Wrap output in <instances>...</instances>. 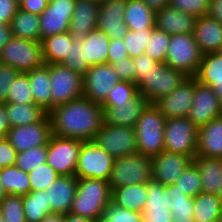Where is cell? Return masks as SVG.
<instances>
[{"instance_id":"1","label":"cell","mask_w":222,"mask_h":222,"mask_svg":"<svg viewBox=\"0 0 222 222\" xmlns=\"http://www.w3.org/2000/svg\"><path fill=\"white\" fill-rule=\"evenodd\" d=\"M48 116L52 134L82 141L93 140L104 123L101 105L85 96L54 107Z\"/></svg>"},{"instance_id":"2","label":"cell","mask_w":222,"mask_h":222,"mask_svg":"<svg viewBox=\"0 0 222 222\" xmlns=\"http://www.w3.org/2000/svg\"><path fill=\"white\" fill-rule=\"evenodd\" d=\"M112 190L106 180L77 178V190L69 213L100 220L102 211L111 201Z\"/></svg>"},{"instance_id":"3","label":"cell","mask_w":222,"mask_h":222,"mask_svg":"<svg viewBox=\"0 0 222 222\" xmlns=\"http://www.w3.org/2000/svg\"><path fill=\"white\" fill-rule=\"evenodd\" d=\"M166 118L150 104L135 125L137 152L153 157L164 151V128Z\"/></svg>"},{"instance_id":"4","label":"cell","mask_w":222,"mask_h":222,"mask_svg":"<svg viewBox=\"0 0 222 222\" xmlns=\"http://www.w3.org/2000/svg\"><path fill=\"white\" fill-rule=\"evenodd\" d=\"M152 180L151 157L137 152L115 159L108 182L112 190L127 185L148 183Z\"/></svg>"},{"instance_id":"5","label":"cell","mask_w":222,"mask_h":222,"mask_svg":"<svg viewBox=\"0 0 222 222\" xmlns=\"http://www.w3.org/2000/svg\"><path fill=\"white\" fill-rule=\"evenodd\" d=\"M202 56L193 33L176 34L171 35L164 63L188 77H195Z\"/></svg>"},{"instance_id":"6","label":"cell","mask_w":222,"mask_h":222,"mask_svg":"<svg viewBox=\"0 0 222 222\" xmlns=\"http://www.w3.org/2000/svg\"><path fill=\"white\" fill-rule=\"evenodd\" d=\"M0 63L27 73L43 64L41 42L12 36L0 51Z\"/></svg>"},{"instance_id":"7","label":"cell","mask_w":222,"mask_h":222,"mask_svg":"<svg viewBox=\"0 0 222 222\" xmlns=\"http://www.w3.org/2000/svg\"><path fill=\"white\" fill-rule=\"evenodd\" d=\"M198 128L188 117L167 118L164 128V151L192 159L196 157Z\"/></svg>"},{"instance_id":"8","label":"cell","mask_w":222,"mask_h":222,"mask_svg":"<svg viewBox=\"0 0 222 222\" xmlns=\"http://www.w3.org/2000/svg\"><path fill=\"white\" fill-rule=\"evenodd\" d=\"M188 78L183 72L174 70L165 63H159L146 74L144 80L137 86L139 94L151 104L159 98L168 95Z\"/></svg>"},{"instance_id":"9","label":"cell","mask_w":222,"mask_h":222,"mask_svg":"<svg viewBox=\"0 0 222 222\" xmlns=\"http://www.w3.org/2000/svg\"><path fill=\"white\" fill-rule=\"evenodd\" d=\"M115 159L93 140L83 141L75 176L77 178H96L109 181Z\"/></svg>"},{"instance_id":"10","label":"cell","mask_w":222,"mask_h":222,"mask_svg":"<svg viewBox=\"0 0 222 222\" xmlns=\"http://www.w3.org/2000/svg\"><path fill=\"white\" fill-rule=\"evenodd\" d=\"M52 109L84 94L83 76L62 64H49Z\"/></svg>"},{"instance_id":"11","label":"cell","mask_w":222,"mask_h":222,"mask_svg":"<svg viewBox=\"0 0 222 222\" xmlns=\"http://www.w3.org/2000/svg\"><path fill=\"white\" fill-rule=\"evenodd\" d=\"M82 140L51 134L47 143L46 163L60 176L75 175Z\"/></svg>"},{"instance_id":"12","label":"cell","mask_w":222,"mask_h":222,"mask_svg":"<svg viewBox=\"0 0 222 222\" xmlns=\"http://www.w3.org/2000/svg\"><path fill=\"white\" fill-rule=\"evenodd\" d=\"M93 141L115 158L137 153L136 131L133 127L103 123Z\"/></svg>"},{"instance_id":"13","label":"cell","mask_w":222,"mask_h":222,"mask_svg":"<svg viewBox=\"0 0 222 222\" xmlns=\"http://www.w3.org/2000/svg\"><path fill=\"white\" fill-rule=\"evenodd\" d=\"M76 0H50L39 16L40 42L46 37L69 32Z\"/></svg>"},{"instance_id":"14","label":"cell","mask_w":222,"mask_h":222,"mask_svg":"<svg viewBox=\"0 0 222 222\" xmlns=\"http://www.w3.org/2000/svg\"><path fill=\"white\" fill-rule=\"evenodd\" d=\"M119 81L117 73L110 64L93 65L83 76V96L101 105Z\"/></svg>"},{"instance_id":"15","label":"cell","mask_w":222,"mask_h":222,"mask_svg":"<svg viewBox=\"0 0 222 222\" xmlns=\"http://www.w3.org/2000/svg\"><path fill=\"white\" fill-rule=\"evenodd\" d=\"M51 122L48 114L39 122L11 127L5 136L17 152L47 145L51 136Z\"/></svg>"},{"instance_id":"16","label":"cell","mask_w":222,"mask_h":222,"mask_svg":"<svg viewBox=\"0 0 222 222\" xmlns=\"http://www.w3.org/2000/svg\"><path fill=\"white\" fill-rule=\"evenodd\" d=\"M222 116V103L210 86L199 83L195 78V94L188 118L199 128Z\"/></svg>"},{"instance_id":"17","label":"cell","mask_w":222,"mask_h":222,"mask_svg":"<svg viewBox=\"0 0 222 222\" xmlns=\"http://www.w3.org/2000/svg\"><path fill=\"white\" fill-rule=\"evenodd\" d=\"M195 94V77H188L179 87L159 98L153 105L167 118L187 117Z\"/></svg>"},{"instance_id":"18","label":"cell","mask_w":222,"mask_h":222,"mask_svg":"<svg viewBox=\"0 0 222 222\" xmlns=\"http://www.w3.org/2000/svg\"><path fill=\"white\" fill-rule=\"evenodd\" d=\"M152 159V179L162 185L174 184L193 162L190 156L162 151Z\"/></svg>"},{"instance_id":"19","label":"cell","mask_w":222,"mask_h":222,"mask_svg":"<svg viewBox=\"0 0 222 222\" xmlns=\"http://www.w3.org/2000/svg\"><path fill=\"white\" fill-rule=\"evenodd\" d=\"M127 0H108L100 3L97 29L107 34L110 39H124L128 27L124 22Z\"/></svg>"},{"instance_id":"20","label":"cell","mask_w":222,"mask_h":222,"mask_svg":"<svg viewBox=\"0 0 222 222\" xmlns=\"http://www.w3.org/2000/svg\"><path fill=\"white\" fill-rule=\"evenodd\" d=\"M151 103L138 94L130 103L122 105H101L104 122L113 126L133 127Z\"/></svg>"},{"instance_id":"21","label":"cell","mask_w":222,"mask_h":222,"mask_svg":"<svg viewBox=\"0 0 222 222\" xmlns=\"http://www.w3.org/2000/svg\"><path fill=\"white\" fill-rule=\"evenodd\" d=\"M77 190L75 175H62L46 189L48 203L53 213H69Z\"/></svg>"},{"instance_id":"22","label":"cell","mask_w":222,"mask_h":222,"mask_svg":"<svg viewBox=\"0 0 222 222\" xmlns=\"http://www.w3.org/2000/svg\"><path fill=\"white\" fill-rule=\"evenodd\" d=\"M100 3L95 0H76L71 17L69 33L74 38H81L97 29Z\"/></svg>"},{"instance_id":"23","label":"cell","mask_w":222,"mask_h":222,"mask_svg":"<svg viewBox=\"0 0 222 222\" xmlns=\"http://www.w3.org/2000/svg\"><path fill=\"white\" fill-rule=\"evenodd\" d=\"M193 35L203 54L222 48V24L208 14L196 18Z\"/></svg>"},{"instance_id":"24","label":"cell","mask_w":222,"mask_h":222,"mask_svg":"<svg viewBox=\"0 0 222 222\" xmlns=\"http://www.w3.org/2000/svg\"><path fill=\"white\" fill-rule=\"evenodd\" d=\"M196 18L170 5L156 11L155 28L170 35L189 34L194 32Z\"/></svg>"},{"instance_id":"25","label":"cell","mask_w":222,"mask_h":222,"mask_svg":"<svg viewBox=\"0 0 222 222\" xmlns=\"http://www.w3.org/2000/svg\"><path fill=\"white\" fill-rule=\"evenodd\" d=\"M196 156L222 159V116L198 128Z\"/></svg>"},{"instance_id":"26","label":"cell","mask_w":222,"mask_h":222,"mask_svg":"<svg viewBox=\"0 0 222 222\" xmlns=\"http://www.w3.org/2000/svg\"><path fill=\"white\" fill-rule=\"evenodd\" d=\"M196 80L210 86L222 103V54L220 52L203 54Z\"/></svg>"},{"instance_id":"27","label":"cell","mask_w":222,"mask_h":222,"mask_svg":"<svg viewBox=\"0 0 222 222\" xmlns=\"http://www.w3.org/2000/svg\"><path fill=\"white\" fill-rule=\"evenodd\" d=\"M31 83L34 104L40 106L45 112L52 110L51 84L49 64H42L26 73Z\"/></svg>"},{"instance_id":"28","label":"cell","mask_w":222,"mask_h":222,"mask_svg":"<svg viewBox=\"0 0 222 222\" xmlns=\"http://www.w3.org/2000/svg\"><path fill=\"white\" fill-rule=\"evenodd\" d=\"M84 48L85 59L90 66L108 63L110 37L95 29L79 38Z\"/></svg>"},{"instance_id":"29","label":"cell","mask_w":222,"mask_h":222,"mask_svg":"<svg viewBox=\"0 0 222 222\" xmlns=\"http://www.w3.org/2000/svg\"><path fill=\"white\" fill-rule=\"evenodd\" d=\"M193 163L198 167L202 192L219 194L222 181V159L196 156Z\"/></svg>"},{"instance_id":"30","label":"cell","mask_w":222,"mask_h":222,"mask_svg":"<svg viewBox=\"0 0 222 222\" xmlns=\"http://www.w3.org/2000/svg\"><path fill=\"white\" fill-rule=\"evenodd\" d=\"M147 195V183L127 185L112 189L111 201L121 208L142 213Z\"/></svg>"},{"instance_id":"31","label":"cell","mask_w":222,"mask_h":222,"mask_svg":"<svg viewBox=\"0 0 222 222\" xmlns=\"http://www.w3.org/2000/svg\"><path fill=\"white\" fill-rule=\"evenodd\" d=\"M155 13L142 0H127L124 22L129 31L154 29Z\"/></svg>"},{"instance_id":"32","label":"cell","mask_w":222,"mask_h":222,"mask_svg":"<svg viewBox=\"0 0 222 222\" xmlns=\"http://www.w3.org/2000/svg\"><path fill=\"white\" fill-rule=\"evenodd\" d=\"M75 39L69 32H65L41 40L43 63L61 64L67 59L69 46Z\"/></svg>"},{"instance_id":"33","label":"cell","mask_w":222,"mask_h":222,"mask_svg":"<svg viewBox=\"0 0 222 222\" xmlns=\"http://www.w3.org/2000/svg\"><path fill=\"white\" fill-rule=\"evenodd\" d=\"M195 222H218L222 217V199L218 194L200 192L194 197Z\"/></svg>"},{"instance_id":"34","label":"cell","mask_w":222,"mask_h":222,"mask_svg":"<svg viewBox=\"0 0 222 222\" xmlns=\"http://www.w3.org/2000/svg\"><path fill=\"white\" fill-rule=\"evenodd\" d=\"M12 36L40 42L39 15L18 10L10 21Z\"/></svg>"},{"instance_id":"35","label":"cell","mask_w":222,"mask_h":222,"mask_svg":"<svg viewBox=\"0 0 222 222\" xmlns=\"http://www.w3.org/2000/svg\"><path fill=\"white\" fill-rule=\"evenodd\" d=\"M6 111L11 127L39 122L48 114L35 104L6 103Z\"/></svg>"},{"instance_id":"36","label":"cell","mask_w":222,"mask_h":222,"mask_svg":"<svg viewBox=\"0 0 222 222\" xmlns=\"http://www.w3.org/2000/svg\"><path fill=\"white\" fill-rule=\"evenodd\" d=\"M0 181L7 194L23 196L31 192L28 172L16 165L0 169Z\"/></svg>"},{"instance_id":"37","label":"cell","mask_w":222,"mask_h":222,"mask_svg":"<svg viewBox=\"0 0 222 222\" xmlns=\"http://www.w3.org/2000/svg\"><path fill=\"white\" fill-rule=\"evenodd\" d=\"M22 201L26 222H40L47 214L53 213L46 190L31 191L22 196Z\"/></svg>"},{"instance_id":"38","label":"cell","mask_w":222,"mask_h":222,"mask_svg":"<svg viewBox=\"0 0 222 222\" xmlns=\"http://www.w3.org/2000/svg\"><path fill=\"white\" fill-rule=\"evenodd\" d=\"M10 86L6 103L34 104L31 83L26 73H19Z\"/></svg>"},{"instance_id":"39","label":"cell","mask_w":222,"mask_h":222,"mask_svg":"<svg viewBox=\"0 0 222 222\" xmlns=\"http://www.w3.org/2000/svg\"><path fill=\"white\" fill-rule=\"evenodd\" d=\"M170 38V34L154 28L145 48V54L158 63H164Z\"/></svg>"},{"instance_id":"40","label":"cell","mask_w":222,"mask_h":222,"mask_svg":"<svg viewBox=\"0 0 222 222\" xmlns=\"http://www.w3.org/2000/svg\"><path fill=\"white\" fill-rule=\"evenodd\" d=\"M47 145L30 148L17 153L16 166L25 172H30L36 167L46 163Z\"/></svg>"},{"instance_id":"41","label":"cell","mask_w":222,"mask_h":222,"mask_svg":"<svg viewBox=\"0 0 222 222\" xmlns=\"http://www.w3.org/2000/svg\"><path fill=\"white\" fill-rule=\"evenodd\" d=\"M139 94L137 85L130 81H119L108 93L101 105H122L130 103Z\"/></svg>"},{"instance_id":"42","label":"cell","mask_w":222,"mask_h":222,"mask_svg":"<svg viewBox=\"0 0 222 222\" xmlns=\"http://www.w3.org/2000/svg\"><path fill=\"white\" fill-rule=\"evenodd\" d=\"M99 222H143L140 212L119 207L110 201L102 211Z\"/></svg>"},{"instance_id":"43","label":"cell","mask_w":222,"mask_h":222,"mask_svg":"<svg viewBox=\"0 0 222 222\" xmlns=\"http://www.w3.org/2000/svg\"><path fill=\"white\" fill-rule=\"evenodd\" d=\"M0 209L5 222H26L21 195L7 194L0 201Z\"/></svg>"},{"instance_id":"44","label":"cell","mask_w":222,"mask_h":222,"mask_svg":"<svg viewBox=\"0 0 222 222\" xmlns=\"http://www.w3.org/2000/svg\"><path fill=\"white\" fill-rule=\"evenodd\" d=\"M62 65L67 66L73 72L84 76L86 72L90 69V65L85 59L84 48H82V43L80 39H75L71 46H69L68 56L62 63Z\"/></svg>"},{"instance_id":"45","label":"cell","mask_w":222,"mask_h":222,"mask_svg":"<svg viewBox=\"0 0 222 222\" xmlns=\"http://www.w3.org/2000/svg\"><path fill=\"white\" fill-rule=\"evenodd\" d=\"M185 194L195 197L202 192L201 178L198 167L192 162L174 183Z\"/></svg>"},{"instance_id":"46","label":"cell","mask_w":222,"mask_h":222,"mask_svg":"<svg viewBox=\"0 0 222 222\" xmlns=\"http://www.w3.org/2000/svg\"><path fill=\"white\" fill-rule=\"evenodd\" d=\"M152 30L153 29H141L127 32L124 37V42L129 58H134L145 53V48L150 40Z\"/></svg>"},{"instance_id":"47","label":"cell","mask_w":222,"mask_h":222,"mask_svg":"<svg viewBox=\"0 0 222 222\" xmlns=\"http://www.w3.org/2000/svg\"><path fill=\"white\" fill-rule=\"evenodd\" d=\"M28 175L31 191L46 190L59 177V174L47 163L28 172Z\"/></svg>"},{"instance_id":"48","label":"cell","mask_w":222,"mask_h":222,"mask_svg":"<svg viewBox=\"0 0 222 222\" xmlns=\"http://www.w3.org/2000/svg\"><path fill=\"white\" fill-rule=\"evenodd\" d=\"M147 199L144 208L150 209H168L166 200V185L152 180L147 183Z\"/></svg>"},{"instance_id":"49","label":"cell","mask_w":222,"mask_h":222,"mask_svg":"<svg viewBox=\"0 0 222 222\" xmlns=\"http://www.w3.org/2000/svg\"><path fill=\"white\" fill-rule=\"evenodd\" d=\"M210 0H170V6L199 18L209 12Z\"/></svg>"},{"instance_id":"50","label":"cell","mask_w":222,"mask_h":222,"mask_svg":"<svg viewBox=\"0 0 222 222\" xmlns=\"http://www.w3.org/2000/svg\"><path fill=\"white\" fill-rule=\"evenodd\" d=\"M173 215V222H195L194 201H179L174 202L170 207Z\"/></svg>"},{"instance_id":"51","label":"cell","mask_w":222,"mask_h":222,"mask_svg":"<svg viewBox=\"0 0 222 222\" xmlns=\"http://www.w3.org/2000/svg\"><path fill=\"white\" fill-rule=\"evenodd\" d=\"M19 73L11 66L0 64V103H6L10 85Z\"/></svg>"},{"instance_id":"52","label":"cell","mask_w":222,"mask_h":222,"mask_svg":"<svg viewBox=\"0 0 222 222\" xmlns=\"http://www.w3.org/2000/svg\"><path fill=\"white\" fill-rule=\"evenodd\" d=\"M132 59L136 70L135 84L138 86L144 80L146 74L149 73L152 69H155V66H157L159 63L151 59L145 53Z\"/></svg>"},{"instance_id":"53","label":"cell","mask_w":222,"mask_h":222,"mask_svg":"<svg viewBox=\"0 0 222 222\" xmlns=\"http://www.w3.org/2000/svg\"><path fill=\"white\" fill-rule=\"evenodd\" d=\"M111 66L118 75L121 81H130L135 83L136 81V70L133 64V59L126 57L122 60L112 63Z\"/></svg>"},{"instance_id":"54","label":"cell","mask_w":222,"mask_h":222,"mask_svg":"<svg viewBox=\"0 0 222 222\" xmlns=\"http://www.w3.org/2000/svg\"><path fill=\"white\" fill-rule=\"evenodd\" d=\"M17 151L5 137L0 142V169L16 164Z\"/></svg>"},{"instance_id":"55","label":"cell","mask_w":222,"mask_h":222,"mask_svg":"<svg viewBox=\"0 0 222 222\" xmlns=\"http://www.w3.org/2000/svg\"><path fill=\"white\" fill-rule=\"evenodd\" d=\"M143 222H173L170 209L144 208L142 211Z\"/></svg>"},{"instance_id":"56","label":"cell","mask_w":222,"mask_h":222,"mask_svg":"<svg viewBox=\"0 0 222 222\" xmlns=\"http://www.w3.org/2000/svg\"><path fill=\"white\" fill-rule=\"evenodd\" d=\"M128 57V51L124 39H111L109 45L108 64L115 63Z\"/></svg>"},{"instance_id":"57","label":"cell","mask_w":222,"mask_h":222,"mask_svg":"<svg viewBox=\"0 0 222 222\" xmlns=\"http://www.w3.org/2000/svg\"><path fill=\"white\" fill-rule=\"evenodd\" d=\"M166 200L168 209L179 201H194V197L185 194L176 184L166 185Z\"/></svg>"},{"instance_id":"58","label":"cell","mask_w":222,"mask_h":222,"mask_svg":"<svg viewBox=\"0 0 222 222\" xmlns=\"http://www.w3.org/2000/svg\"><path fill=\"white\" fill-rule=\"evenodd\" d=\"M19 10V3L16 0H0V20L6 25L10 24L11 19Z\"/></svg>"},{"instance_id":"59","label":"cell","mask_w":222,"mask_h":222,"mask_svg":"<svg viewBox=\"0 0 222 222\" xmlns=\"http://www.w3.org/2000/svg\"><path fill=\"white\" fill-rule=\"evenodd\" d=\"M48 2V0H22L19 2V9L40 16Z\"/></svg>"},{"instance_id":"60","label":"cell","mask_w":222,"mask_h":222,"mask_svg":"<svg viewBox=\"0 0 222 222\" xmlns=\"http://www.w3.org/2000/svg\"><path fill=\"white\" fill-rule=\"evenodd\" d=\"M208 15L222 24V0H210Z\"/></svg>"},{"instance_id":"61","label":"cell","mask_w":222,"mask_h":222,"mask_svg":"<svg viewBox=\"0 0 222 222\" xmlns=\"http://www.w3.org/2000/svg\"><path fill=\"white\" fill-rule=\"evenodd\" d=\"M10 128L11 125L7 116L6 103H0V132L6 136Z\"/></svg>"},{"instance_id":"62","label":"cell","mask_w":222,"mask_h":222,"mask_svg":"<svg viewBox=\"0 0 222 222\" xmlns=\"http://www.w3.org/2000/svg\"><path fill=\"white\" fill-rule=\"evenodd\" d=\"M149 8L155 12L170 4V0H142Z\"/></svg>"},{"instance_id":"63","label":"cell","mask_w":222,"mask_h":222,"mask_svg":"<svg viewBox=\"0 0 222 222\" xmlns=\"http://www.w3.org/2000/svg\"><path fill=\"white\" fill-rule=\"evenodd\" d=\"M12 37V32L9 25L1 28L0 32V51L8 43Z\"/></svg>"},{"instance_id":"64","label":"cell","mask_w":222,"mask_h":222,"mask_svg":"<svg viewBox=\"0 0 222 222\" xmlns=\"http://www.w3.org/2000/svg\"><path fill=\"white\" fill-rule=\"evenodd\" d=\"M40 222H66L65 214L62 213L47 214Z\"/></svg>"},{"instance_id":"65","label":"cell","mask_w":222,"mask_h":222,"mask_svg":"<svg viewBox=\"0 0 222 222\" xmlns=\"http://www.w3.org/2000/svg\"><path fill=\"white\" fill-rule=\"evenodd\" d=\"M65 220H66V222H99V220L76 216L71 213L65 214Z\"/></svg>"},{"instance_id":"66","label":"cell","mask_w":222,"mask_h":222,"mask_svg":"<svg viewBox=\"0 0 222 222\" xmlns=\"http://www.w3.org/2000/svg\"><path fill=\"white\" fill-rule=\"evenodd\" d=\"M7 195L2 182L0 181V201Z\"/></svg>"},{"instance_id":"67","label":"cell","mask_w":222,"mask_h":222,"mask_svg":"<svg viewBox=\"0 0 222 222\" xmlns=\"http://www.w3.org/2000/svg\"><path fill=\"white\" fill-rule=\"evenodd\" d=\"M5 26H6V24L2 20H0V32H1V28L5 27Z\"/></svg>"},{"instance_id":"68","label":"cell","mask_w":222,"mask_h":222,"mask_svg":"<svg viewBox=\"0 0 222 222\" xmlns=\"http://www.w3.org/2000/svg\"><path fill=\"white\" fill-rule=\"evenodd\" d=\"M220 197H221V199H222V181H221V188H219V194H218Z\"/></svg>"},{"instance_id":"69","label":"cell","mask_w":222,"mask_h":222,"mask_svg":"<svg viewBox=\"0 0 222 222\" xmlns=\"http://www.w3.org/2000/svg\"><path fill=\"white\" fill-rule=\"evenodd\" d=\"M0 222H5V219H4L3 216H2L1 209H0Z\"/></svg>"},{"instance_id":"70","label":"cell","mask_w":222,"mask_h":222,"mask_svg":"<svg viewBox=\"0 0 222 222\" xmlns=\"http://www.w3.org/2000/svg\"><path fill=\"white\" fill-rule=\"evenodd\" d=\"M5 138V135L0 132V142Z\"/></svg>"},{"instance_id":"71","label":"cell","mask_w":222,"mask_h":222,"mask_svg":"<svg viewBox=\"0 0 222 222\" xmlns=\"http://www.w3.org/2000/svg\"><path fill=\"white\" fill-rule=\"evenodd\" d=\"M96 2L98 3H102V2H105V1H108V0H95Z\"/></svg>"}]
</instances>
